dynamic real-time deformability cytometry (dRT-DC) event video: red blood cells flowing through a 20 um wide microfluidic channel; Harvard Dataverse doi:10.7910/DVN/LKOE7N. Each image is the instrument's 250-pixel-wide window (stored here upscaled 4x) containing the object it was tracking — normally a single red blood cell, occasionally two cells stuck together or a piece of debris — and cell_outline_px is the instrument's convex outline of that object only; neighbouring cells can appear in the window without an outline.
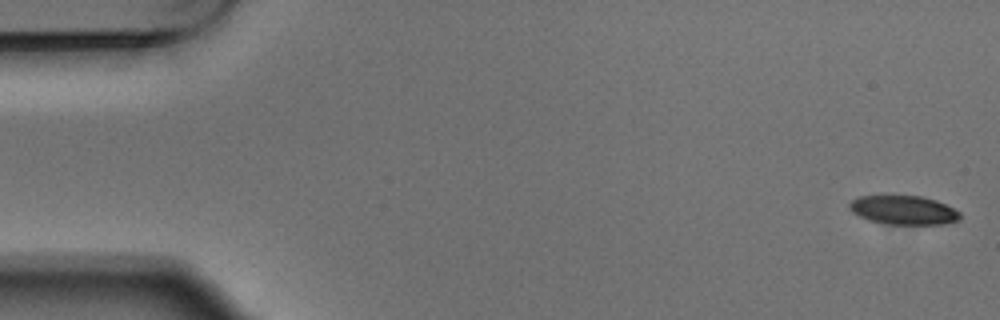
{"species": "Egyptian fruit bat (a non-hibernating species)", "species_latin": "Rousettus aegyptiacus", "temperature_condition": "warm", "stored_images_in_passage": 13, "camera_frame_rate_fps": 3000, "um_per_image_px": 0.085, "animal": {"sex": "male"}, "frame": {"image": 1, "passage_image": 1, "time_ms": 0.0, "image_size_px": [1000, 320], "cell_outline_px": [[960, 220], [944, 224], [892, 224], [868, 220], [852, 212], [848, 208], [848, 204], [852, 200], [860, 196], [920, 196], [936, 200], [960, 212]], "centroid_in_image_um": [76.8, 17.86], "position_along_channel_um": 8.2, "area_um2": 18.5}}
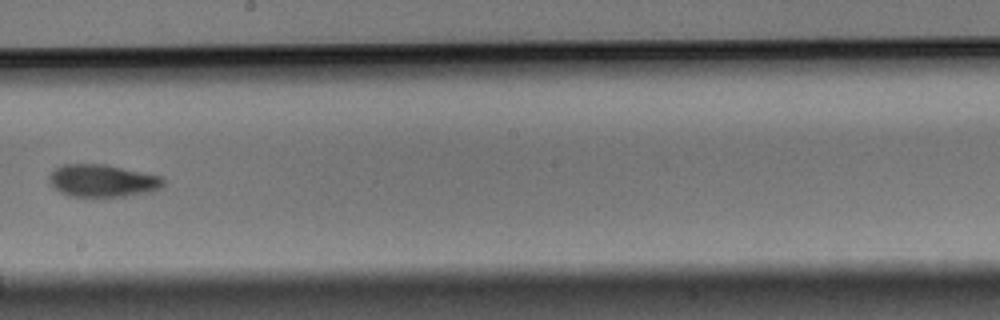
{"frame": {"image": 2, "passage_image": 8, "time_ms": 2.333, "image_size_px": [1000, 320], "cell_outline_px": [[164, 184], [160, 188], [152, 192], [124, 196], [68, 196], [60, 192], [48, 180], [48, 176], [60, 164], [108, 164], [160, 176], [164, 180]], "centroid_in_image_um": [8.72, 15.35], "position_along_channel_um": 239.5, "area_um2": 21.62}}
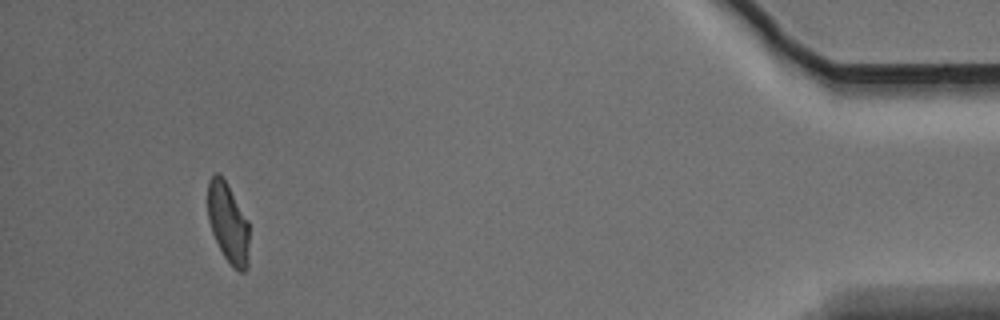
{"frame": {"image": 3, "passage_image": 13, "time_ms": 4.0, "image_size_px": [1000, 320], "cell_outline_px": [[248, 268], [244, 272], [240, 272], [224, 256], [212, 232], [208, 220], [208, 180], [216, 172], [220, 172], [248, 220]], "centroid_in_image_um": [19.38, 18.92], "position_along_channel_um": 415.8, "area_um2": 19.07}}